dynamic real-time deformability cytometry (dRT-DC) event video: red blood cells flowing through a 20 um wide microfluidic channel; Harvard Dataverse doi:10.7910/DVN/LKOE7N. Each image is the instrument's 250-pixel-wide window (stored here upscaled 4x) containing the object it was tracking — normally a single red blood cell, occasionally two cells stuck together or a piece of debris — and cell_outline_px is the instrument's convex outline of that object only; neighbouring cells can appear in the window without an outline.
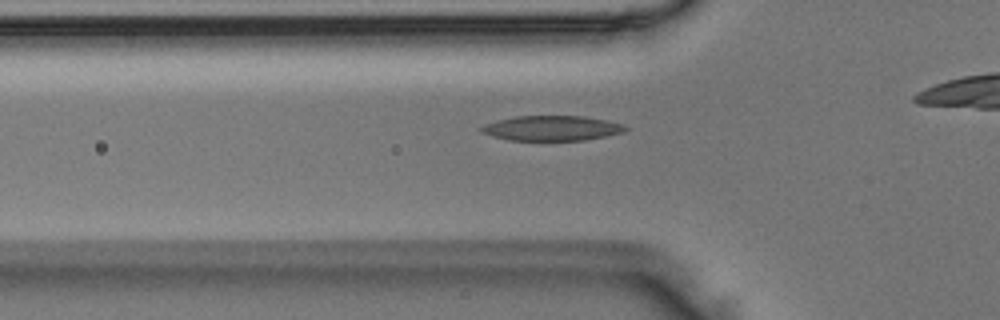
{"species": "Egyptian fruit bat (a non-hibernating species)", "species_latin": "Rousettus aegyptiacus", "temperature_condition": "room temperature", "stored_images_in_passage": 40, "camera_frame_rate_fps": 3000, "um_per_image_px": 0.085, "animal": {"sex": "male"}, "frame": {"image": 1, "passage_image": 16, "time_ms": 5.0, "image_size_px": [1000, 320], "cell_outline_px": [[628, 128], [624, 132], [584, 140], [508, 140], [492, 136], [480, 132], [476, 128], [484, 124], [496, 120], [516, 116], [584, 116], [608, 120], [624, 124]], "centroid_in_image_um": [46.86, 10.89], "position_along_channel_um": 78.9, "area_um2": 21.15}}
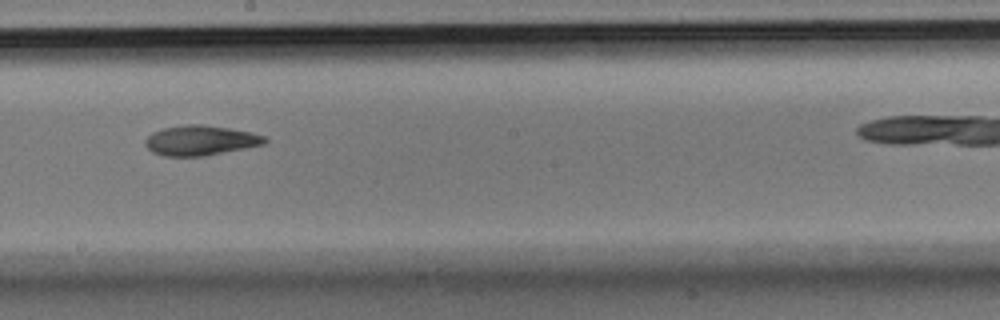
{"frame": {"image": 2, "passage_image": 27, "time_ms": 8.667, "image_size_px": [1000, 320], "cell_outline_px": [[268, 140], [264, 144], [204, 156], [164, 156], [152, 152], [144, 144], [144, 140], [152, 132], [164, 128], [188, 124], [204, 124], [252, 132], [268, 136]], "centroid_in_image_um": [17.05, 11.93], "position_along_channel_um": 231.2, "area_um2": 20.92}}
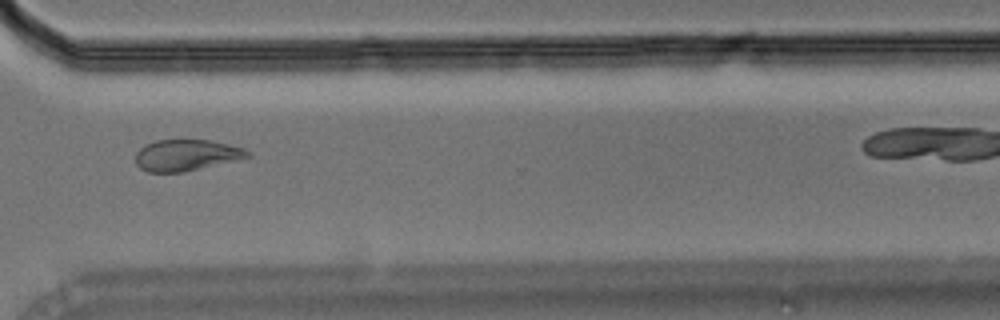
{"frame": {"image": 3, "passage_image": 36, "time_ms": 11.667, "image_size_px": [1000, 320], "cell_outline_px": [[252, 156], [236, 160], [184, 172], [148, 172], [140, 168], [136, 164], [136, 152], [144, 144], [156, 140], [184, 136], [212, 140], [244, 148], [252, 152]], "centroid_in_image_um": [15.84, 13.13], "position_along_channel_um": 354.8, "area_um2": 21.33}}